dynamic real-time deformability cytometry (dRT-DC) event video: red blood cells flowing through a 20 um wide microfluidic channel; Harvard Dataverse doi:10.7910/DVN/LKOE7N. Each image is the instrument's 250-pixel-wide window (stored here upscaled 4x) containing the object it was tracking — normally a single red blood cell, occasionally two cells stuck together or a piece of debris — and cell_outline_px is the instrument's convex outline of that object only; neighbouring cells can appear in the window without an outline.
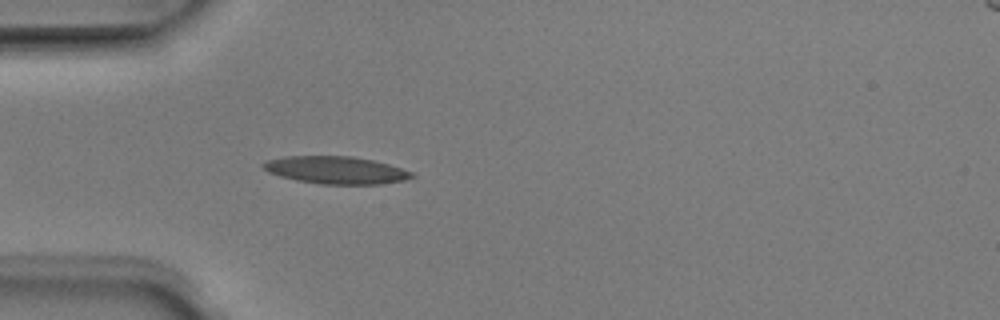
{"species": "Egyptian fruit bat (a non-hibernating species)", "species_latin": "Rousettus aegyptiacus", "temperature_condition": "room temperature", "stored_images_in_passage": 5, "camera_frame_rate_fps": 3000, "um_per_image_px": 0.085, "animal": {"sex": "male"}, "frame": {"image": 1, "passage_image": 5, "time_ms": 1.333, "image_size_px": [1000, 320], "cell_outline_px": [[416, 176], [404, 180], [380, 184], [320, 184], [296, 180], [280, 176], [268, 172], [260, 164], [268, 160], [284, 156], [352, 156], [372, 160], [388, 164], [412, 172]], "centroid_in_image_um": [28.53, 14.46], "position_along_channel_um": 56.5, "area_um2": 23.7}}